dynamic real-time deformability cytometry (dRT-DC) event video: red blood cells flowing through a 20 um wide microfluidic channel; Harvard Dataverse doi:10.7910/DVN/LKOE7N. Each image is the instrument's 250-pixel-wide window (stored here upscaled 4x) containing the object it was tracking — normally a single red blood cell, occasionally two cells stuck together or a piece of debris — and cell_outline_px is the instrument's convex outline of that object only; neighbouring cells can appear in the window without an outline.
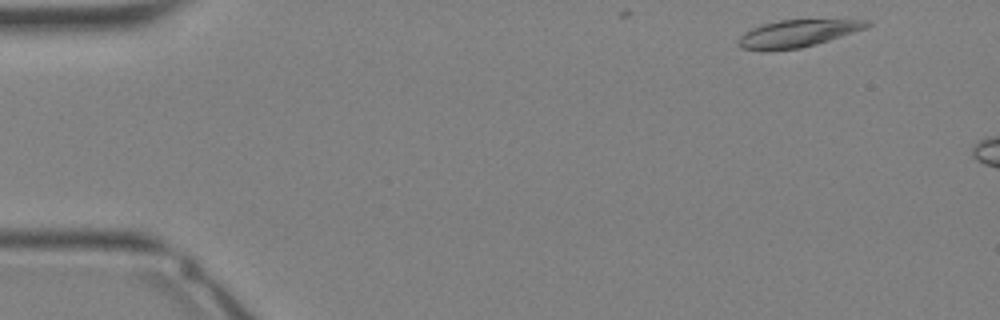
{"species": "Egyptian fruit bat (a non-hibernating species)", "species_latin": "Rousettus aegyptiacus", "temperature_condition": "warm", "stored_images_in_passage": 8, "camera_frame_rate_fps": 3000, "um_per_image_px": 0.085, "animal": {"sex": "female"}, "frame": {"image": 1, "passage_image": 1, "time_ms": 0.0, "image_size_px": [1000, 320], "cell_outline_px": [[872, 24], [864, 28], [816, 44], [800, 48], [768, 52], [760, 52], [740, 48], [736, 44], [740, 36], [744, 32], [752, 28], [764, 24], [780, 20], [872, 20]], "centroid_in_image_um": [67.68, 2.88], "position_along_channel_um": 17.3, "area_um2": 20.46}}